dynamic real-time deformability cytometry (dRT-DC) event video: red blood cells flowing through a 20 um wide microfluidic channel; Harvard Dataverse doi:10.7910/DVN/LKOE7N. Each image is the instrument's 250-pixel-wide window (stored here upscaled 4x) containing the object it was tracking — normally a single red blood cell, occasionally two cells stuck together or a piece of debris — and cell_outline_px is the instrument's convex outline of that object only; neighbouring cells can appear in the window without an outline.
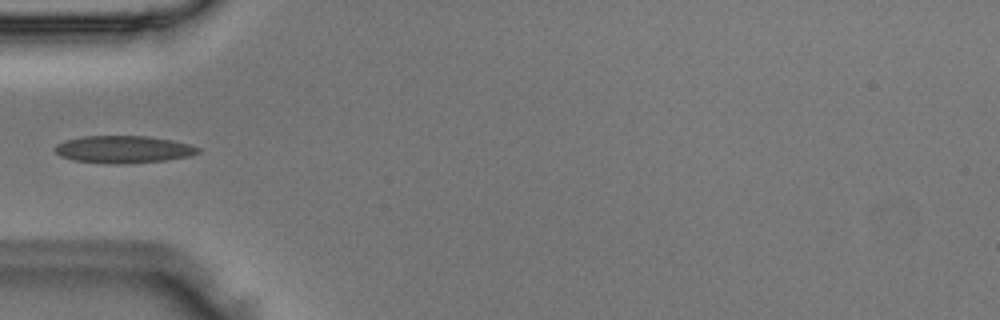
{"species": "Egyptian fruit bat (a non-hibernating species)", "species_latin": "Rousettus aegyptiacus", "temperature_condition": "room temperature", "stored_images_in_passage": 4, "camera_frame_rate_fps": 3000, "um_per_image_px": 0.085, "animal": {"sex": "male"}, "frame": {"image": 1, "passage_image": 4, "time_ms": 1.0, "image_size_px": [1000, 320], "cell_outline_px": [[200, 152], [188, 156], [164, 160], [120, 164], [112, 164], [72, 160], [60, 156], [52, 148], [56, 144], [64, 140], [80, 136], [148, 136], [172, 140], [188, 144], [200, 148]], "centroid_in_image_um": [10.42, 12.69], "position_along_channel_um": 74.6, "area_um2": 22.83}}